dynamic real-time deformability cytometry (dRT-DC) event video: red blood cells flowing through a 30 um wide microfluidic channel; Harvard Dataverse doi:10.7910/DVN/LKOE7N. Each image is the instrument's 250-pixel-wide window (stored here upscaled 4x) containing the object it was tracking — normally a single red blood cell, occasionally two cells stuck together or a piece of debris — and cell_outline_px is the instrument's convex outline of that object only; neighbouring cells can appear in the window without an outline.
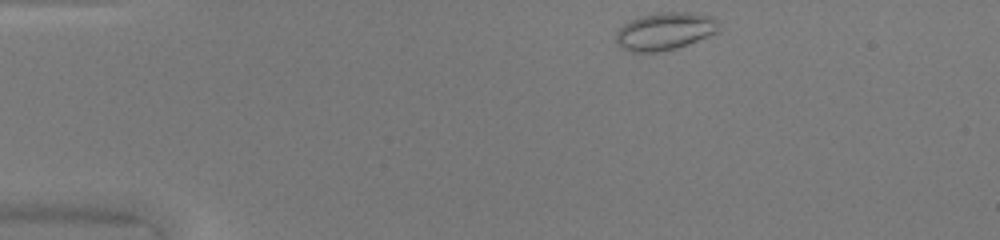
{"species": "common noctule bat (a hibernating species)", "species_latin": "Nyctalus noctula", "temperature_condition": "warm", "stored_images_in_passage": 41, "camera_frame_rate_fps": 3000, "um_per_image_px": 0.085, "animal": {"sex": "female", "body_mass_g": 20.0, "forearm_length_mm": 54.0}, "frame": {"image": 1, "passage_image": 1, "time_ms": 0.0, "image_size_px": [1000, 240], "cell_outline_px": [[720, 32], [676, 48], [656, 52], [632, 52], [616, 44], [616, 32], [624, 24], [632, 20], [656, 12], [688, 12], [712, 16], [716, 20], [720, 28]], "centroid_in_image_um": [56.54, 2.65], "position_along_channel_um": 28.5, "area_um2": 22.43}}
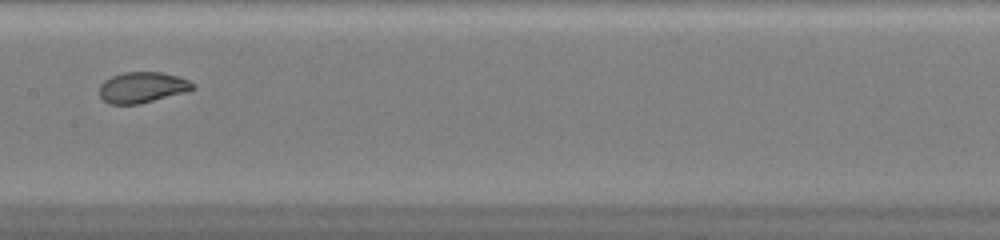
{"frame": {"image": 2, "passage_image": 18, "time_ms": 5.667, "image_size_px": [1000, 240], "cell_outline_px": [[196, 88], [188, 92], [140, 104], [108, 104], [100, 96], [100, 84], [104, 80], [112, 76], [124, 72], [164, 72], [188, 80], [196, 84]], "centroid_in_image_um": [12.13, 7.43], "position_along_channel_um": 195.3, "area_um2": 16.99}}
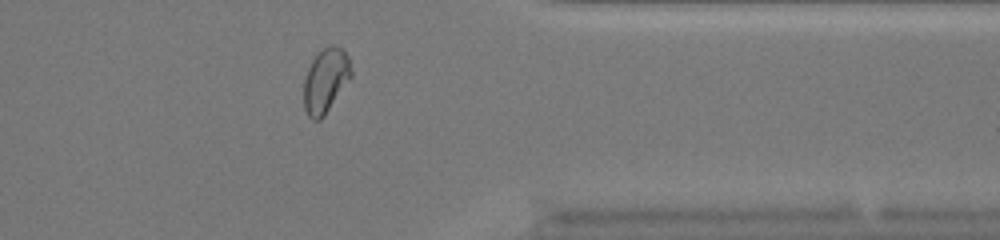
{"frame": {"image": 3, "passage_image": 32, "time_ms": 10.333, "image_size_px": [1000, 240], "cell_outline_px": [[352, 76], [324, 116], [320, 120], [312, 120], [308, 116], [304, 108], [304, 80], [308, 68], [312, 60], [324, 48], [332, 44], [336, 44], [344, 48], [348, 56], [352, 72]], "centroid_in_image_um": [27.69, 6.83], "position_along_channel_um": 383.7, "area_um2": 17.8}, "authors_computed_cell_mechanics": {"area_um2": 17.9758, "velocity_mm_per_s": 4.2446, "shape_relaxation_time_tau1_ms": 5.013, "shape_relaxation_time_tau2_ms": null, "deformation_change_tau1": 0.1687, "deformation_change_tau2": null}}